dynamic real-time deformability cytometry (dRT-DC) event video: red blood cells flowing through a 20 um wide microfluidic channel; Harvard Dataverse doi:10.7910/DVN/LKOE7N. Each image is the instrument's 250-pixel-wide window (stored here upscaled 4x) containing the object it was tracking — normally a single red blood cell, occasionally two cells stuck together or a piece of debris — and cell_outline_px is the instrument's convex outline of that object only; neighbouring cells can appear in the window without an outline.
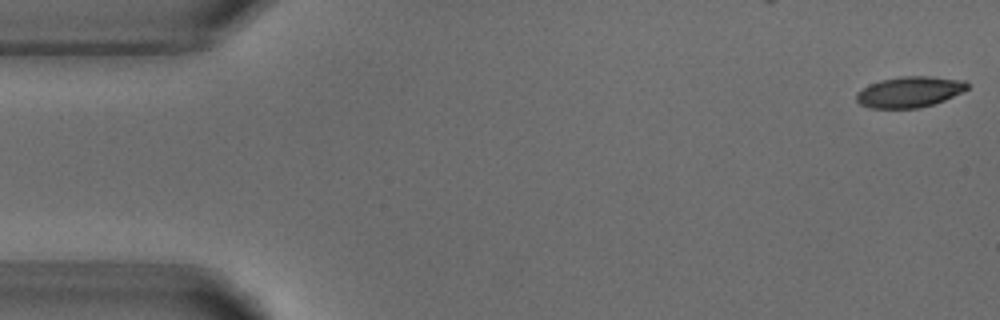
{"species": "common noctule bat (a hibernating species)", "species_latin": "Nyctalus noctula", "temperature_condition": "warm", "stored_images_in_passage": 7, "camera_frame_rate_fps": 3000, "um_per_image_px": 0.085, "animal": {"sex": "male", "body_mass_g": 18.8}, "frame": {"image": 1, "passage_image": 1, "time_ms": 0.0, "image_size_px": [1000, 320], "cell_outline_px": [[968, 88], [944, 100], [920, 108], [868, 108], [860, 104], [856, 100], [856, 92], [868, 84], [880, 80], [900, 76], [928, 76], [964, 80], [968, 84]], "centroid_in_image_um": [77.25, 7.81], "position_along_channel_um": 7.7, "area_um2": 19.94}}
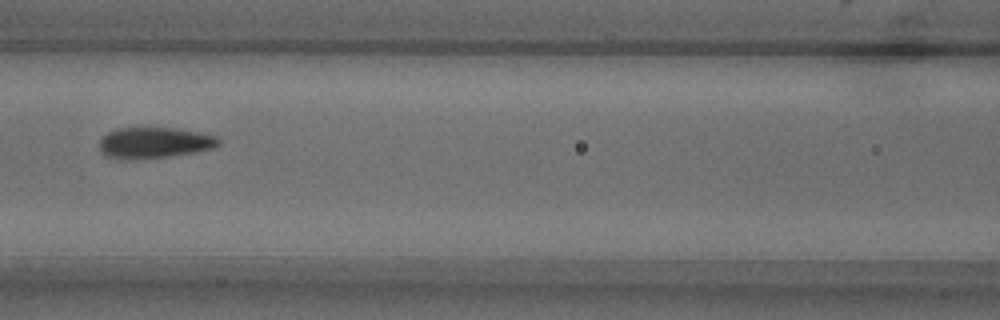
{"frame": {"image": 2, "passage_image": 7, "time_ms": 7.0, "image_size_px": [1000, 320], "cell_outline_px": [[220, 144], [216, 148], [196, 152], [168, 156], [136, 160], [104, 156], [100, 152], [100, 140], [108, 132], [116, 128], [176, 128], [200, 132], [220, 136]], "centroid_in_image_um": [13.17, 12.13], "position_along_channel_um": 153.4, "area_um2": 21.79}}